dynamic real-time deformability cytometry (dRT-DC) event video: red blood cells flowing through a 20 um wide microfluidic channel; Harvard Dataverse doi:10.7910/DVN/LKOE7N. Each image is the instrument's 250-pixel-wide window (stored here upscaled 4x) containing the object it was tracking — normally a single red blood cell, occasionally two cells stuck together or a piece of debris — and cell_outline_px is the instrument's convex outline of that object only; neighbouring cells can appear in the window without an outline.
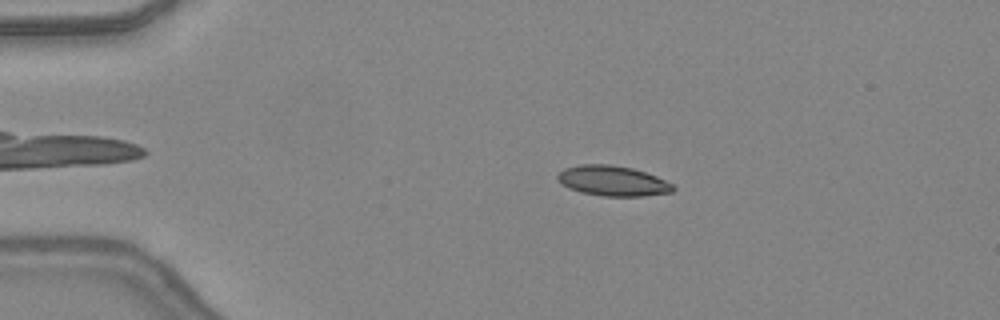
{"species": "common noctule bat (a hibernating species)", "species_latin": "Nyctalus noctula", "temperature_condition": "warm", "stored_images_in_passage": 46, "camera_frame_rate_fps": 3000, "um_per_image_px": 0.085, "animal": {"sex": "female", "body_mass_g": 24.6, "forearm_length_mm": 56.2}, "frame": {"image": 1, "passage_image": 9, "time_ms": 2.667, "image_size_px": [1000, 320], "cell_outline_px": [[676, 188], [672, 192], [644, 196], [604, 196], [580, 192], [568, 188], [560, 184], [556, 176], [564, 168], [580, 164], [612, 164], [632, 168], [656, 176], [672, 184]], "centroid_in_image_um": [52.05, 15.37], "position_along_channel_um": 32.9, "area_um2": 20.4}}
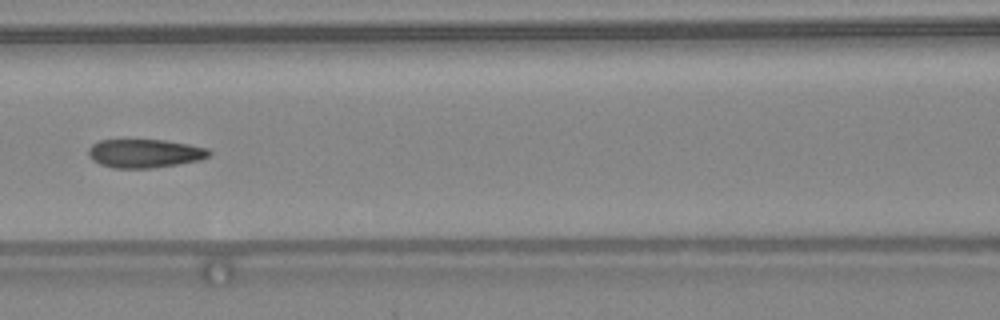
{"frame": {"image": 2, "passage_image": 21, "time_ms": 6.667, "image_size_px": [1000, 320], "cell_outline_px": [[212, 152], [208, 156], [200, 160], [152, 168], [112, 168], [100, 164], [92, 160], [88, 156], [88, 148], [92, 144], [100, 140], [164, 140], [188, 144], [208, 148]], "centroid_in_image_um": [12.28, 13.04], "position_along_channel_um": 154.3, "area_um2": 20.11}}
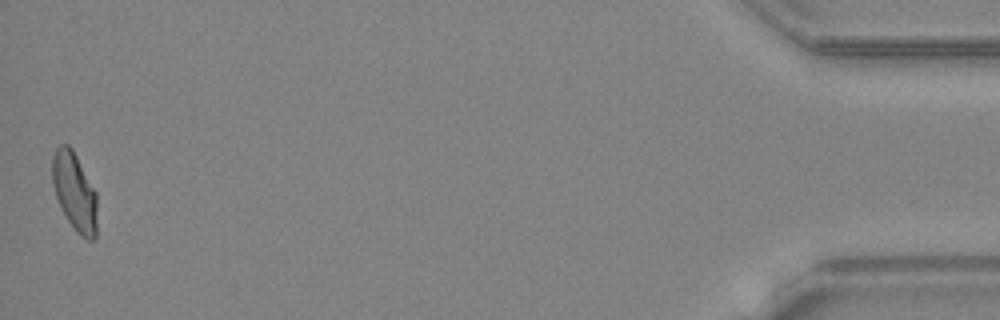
{"frame": {"image": 3, "passage_image": 46, "time_ms": 15.0, "image_size_px": [1000, 320], "cell_outline_px": [[96, 236], [92, 240], [88, 240], [80, 236], [76, 232], [68, 220], [56, 196], [52, 180], [52, 156], [56, 148], [60, 144], [68, 144], [72, 148], [96, 192]], "centroid_in_image_um": [6.33, 16.28], "position_along_channel_um": 428.9, "area_um2": 20.23}, "authors_computed_cell_mechanics": {"area_um2": 20.4612, "velocity_mm_per_s": 4.413, "shape_relaxation_time_tau1_ms": 8.8833, "shape_relaxation_time_tau2_ms": 1.4447, "deformation_change_tau1": 0.2261, "deformation_change_tau2": 0.0727}}